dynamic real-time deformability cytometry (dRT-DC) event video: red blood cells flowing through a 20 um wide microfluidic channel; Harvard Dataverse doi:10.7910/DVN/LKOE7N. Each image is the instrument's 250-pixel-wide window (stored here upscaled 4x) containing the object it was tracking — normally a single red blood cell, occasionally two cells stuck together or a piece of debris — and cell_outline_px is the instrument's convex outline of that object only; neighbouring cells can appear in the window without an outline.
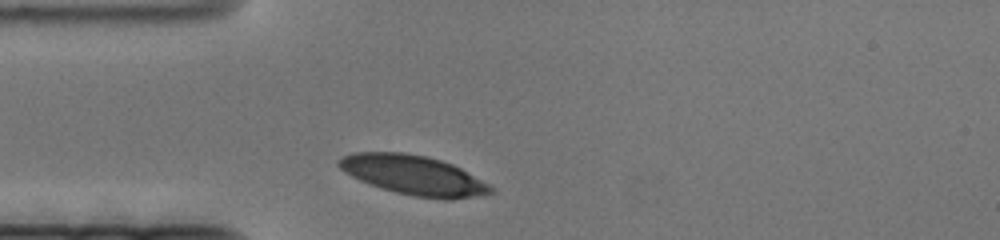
{"species": "human", "species_latin": "Homo sapiens", "temperature_condition": "cold", "stored_images_in_passage": 54, "camera_frame_rate_fps": 3000, "um_per_image_px": 0.085, "donor": {"sex": "female"}, "frame": {"image": 1, "passage_image": 1, "time_ms": 0.0, "image_size_px": [1000, 240], "cell_outline_px": [[496, 188], [492, 192], [452, 200], [444, 200], [416, 196], [396, 192], [368, 184], [352, 176], [340, 168], [336, 164], [336, 160], [352, 152], [404, 152], [428, 156], [452, 164], [460, 168]], "centroid_in_image_um": [35.13, 14.88], "position_along_channel_um": 49.9, "area_um2": 34.85}}
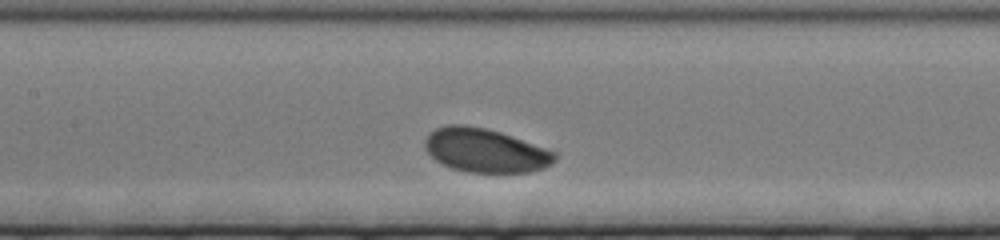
{"frame": {"image": 2, "passage_image": 16, "time_ms": 5.0, "image_size_px": [1000, 240], "cell_outline_px": [[556, 160], [552, 164], [544, 168], [528, 172], [468, 172], [452, 168], [436, 160], [424, 148], [424, 140], [428, 132], [436, 128], [448, 124], [464, 124], [484, 128], [500, 132], [556, 152]], "centroid_in_image_um": [41.22, 12.78], "position_along_channel_um": 166.2, "area_um2": 33.06}}
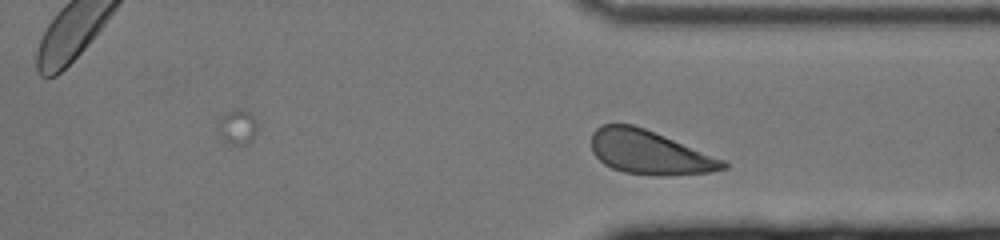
{"frame": {"image": 3, "passage_image": 39, "time_ms": 12.667, "image_size_px": [1000, 240], "cell_outline_px": [[728, 168], [712, 172], [624, 172], [612, 168], [604, 164], [592, 152], [592, 132], [600, 124], [632, 124], [644, 128], [724, 160], [728, 164]], "centroid_in_image_um": [55.13, 12.88], "position_along_channel_um": 356.3, "area_um2": 32.14}}